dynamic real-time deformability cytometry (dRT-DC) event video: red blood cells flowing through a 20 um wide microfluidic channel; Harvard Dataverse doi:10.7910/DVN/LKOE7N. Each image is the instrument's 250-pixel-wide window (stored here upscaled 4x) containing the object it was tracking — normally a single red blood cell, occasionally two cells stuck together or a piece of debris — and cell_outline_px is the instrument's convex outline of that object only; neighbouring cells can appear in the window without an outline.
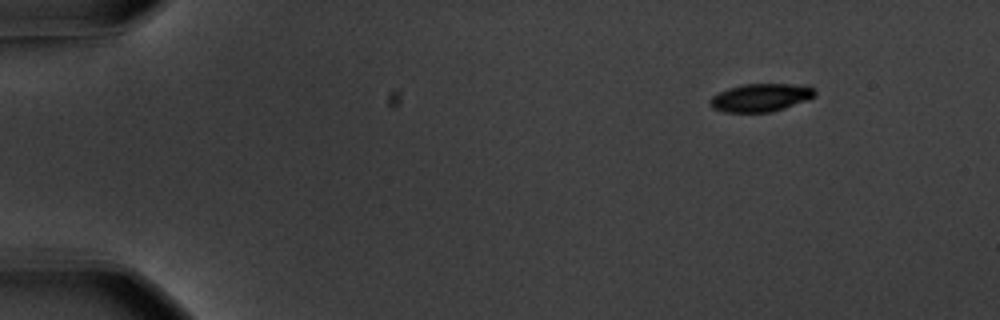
{"species": "common noctule bat (a hibernating species)", "species_latin": "Nyctalus noctula", "temperature_condition": "warm", "stored_images_in_passage": 51, "camera_frame_rate_fps": 3000, "um_per_image_px": 0.085, "animal": {"sex": "male", "body_mass_g": 20.1, "forearm_length_mm": 53.5}, "frame": {"image": 1, "passage_image": 1, "time_ms": 0.0, "image_size_px": [1000, 320], "cell_outline_px": [[816, 96], [808, 100], [784, 108], [768, 112], [724, 112], [712, 108], [708, 104], [712, 96], [728, 88], [744, 84], [808, 84], [816, 88]], "centroid_in_image_um": [64.71, 8.28], "position_along_channel_um": 20.3, "area_um2": 17.34}}
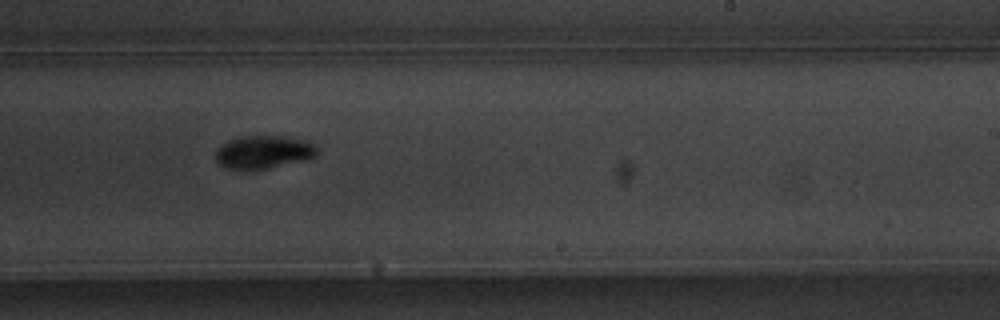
{"frame": {"image": 2, "passage_image": 30, "time_ms": 9.667, "image_size_px": [1000, 320], "cell_outline_px": [[316, 152], [312, 156], [304, 160], [268, 168], [224, 168], [216, 160], [216, 152], [228, 140], [240, 136], [280, 136], [300, 140], [312, 144], [316, 148]], "centroid_in_image_um": [22.35, 12.91], "position_along_channel_um": 266.7, "area_um2": 18.73}}
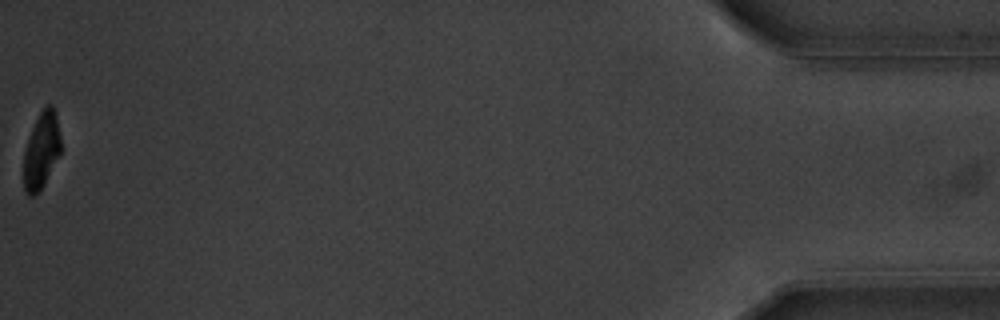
{"frame": {"image": 3, "passage_image": 51, "time_ms": 16.667, "image_size_px": [1000, 320], "cell_outline_px": [[60, 152], [44, 184], [32, 196], [28, 196], [24, 192], [24, 152], [32, 128], [40, 112], [48, 104], [52, 104], [56, 112], [60, 136]], "centroid_in_image_um": [3.52, 12.77], "position_along_channel_um": 431.7, "area_um2": 16.18}, "authors_computed_cell_mechanics": {"area_um2": 18.7272, "velocity_mm_per_s": 3.63, "shape_relaxation_time_tau1_ms": 2.1798, "shape_relaxation_time_tau2_ms": 3.2336, "deformation_change_tau1": 0.1469, "deformation_change_tau2": 0.0611}}